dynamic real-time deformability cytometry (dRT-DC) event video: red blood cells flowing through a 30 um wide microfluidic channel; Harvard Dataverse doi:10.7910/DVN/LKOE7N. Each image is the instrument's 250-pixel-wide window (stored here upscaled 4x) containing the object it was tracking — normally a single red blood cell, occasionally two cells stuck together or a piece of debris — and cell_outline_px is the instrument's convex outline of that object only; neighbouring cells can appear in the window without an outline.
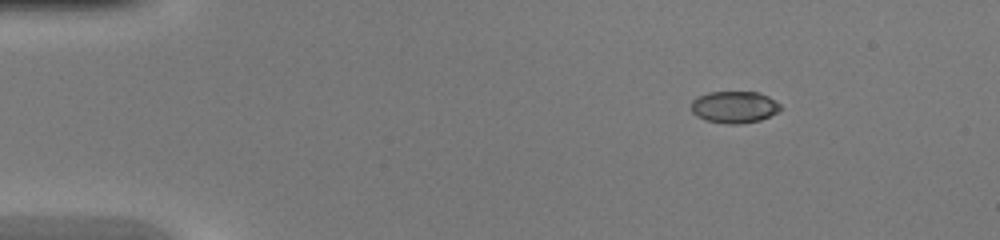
{"species": "common noctule bat (a hibernating species)", "species_latin": "Nyctalus noctula", "temperature_condition": "warm", "stored_images_in_passage": 40, "camera_frame_rate_fps": 3000, "um_per_image_px": 0.085, "animal": {"sex": "female", "body_mass_g": 20.0, "forearm_length_mm": 54.0}, "frame": {"image": 1, "passage_image": 1, "time_ms": 0.0, "image_size_px": [1000, 240], "cell_outline_px": [[780, 108], [776, 112], [760, 120], [740, 124], [728, 124], [704, 120], [696, 116], [692, 112], [692, 100], [708, 92], [760, 92], [768, 96], [780, 104]], "centroid_in_image_um": [62.39, 9.1], "position_along_channel_um": 22.6, "area_um2": 16.47}}
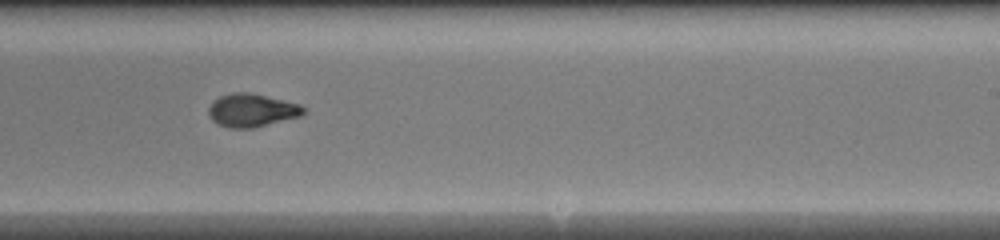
{"frame": {"image": 2, "passage_image": 23, "time_ms": 7.333, "image_size_px": [1000, 240], "cell_outline_px": [[308, 112], [300, 116], [252, 128], [228, 128], [212, 120], [208, 116], [208, 108], [220, 96], [232, 92], [248, 92], [300, 104]], "centroid_in_image_um": [21.4, 9.38], "position_along_channel_um": 267.6, "area_um2": 18.15}}
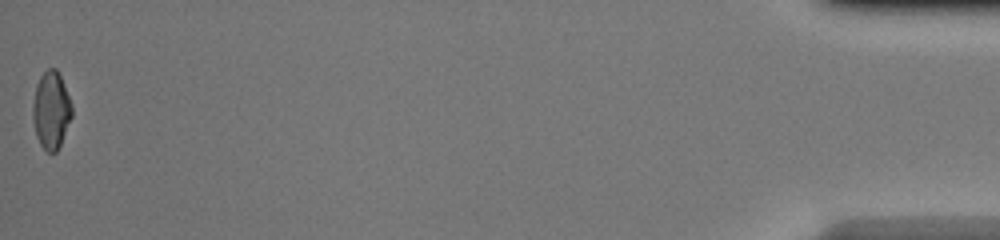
{"frame": {"image": 3, "passage_image": 40, "time_ms": 13.0, "image_size_px": [1000, 240], "cell_outline_px": [[72, 116], [60, 144], [56, 152], [48, 152], [40, 144], [36, 136], [32, 120], [32, 104], [36, 84], [40, 76], [48, 68], [56, 68], [60, 76], [72, 104]], "centroid_in_image_um": [4.33, 9.35], "position_along_channel_um": 430.9, "area_um2": 17.63}}